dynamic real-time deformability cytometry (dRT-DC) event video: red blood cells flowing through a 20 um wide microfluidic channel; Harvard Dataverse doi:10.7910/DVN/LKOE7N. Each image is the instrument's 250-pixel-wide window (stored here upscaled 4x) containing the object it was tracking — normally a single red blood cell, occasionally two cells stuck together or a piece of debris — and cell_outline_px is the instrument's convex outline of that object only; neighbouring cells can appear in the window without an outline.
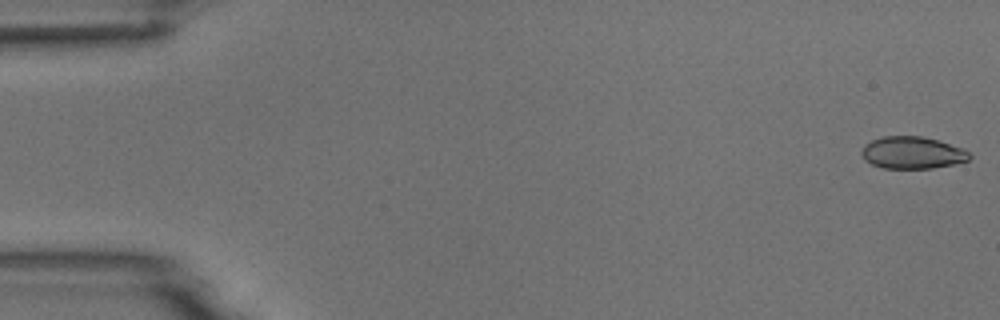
{"species": "common noctule bat (a hibernating species)", "species_latin": "Nyctalus noctula", "temperature_condition": "room temperature", "stored_images_in_passage": 5, "camera_frame_rate_fps": 3000, "um_per_image_px": 0.085, "animal": {"sex": "male", "body_mass_g": 18.8}, "frame": {"image": 1, "passage_image": 1, "time_ms": 0.0, "image_size_px": [1000, 320], "cell_outline_px": [[972, 156], [968, 160], [952, 164], [932, 168], [884, 168], [872, 164], [864, 160], [860, 152], [864, 144], [872, 140], [884, 136], [924, 136], [964, 148]], "centroid_in_image_um": [77.53, 12.97], "position_along_channel_um": 7.5, "area_um2": 20.23}}
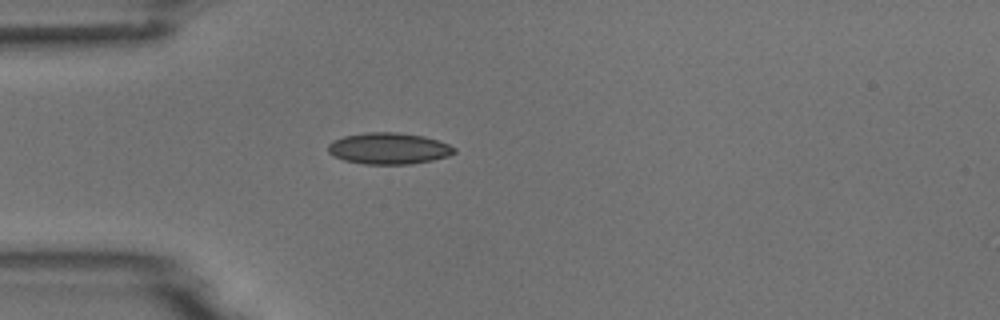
{"frame": {"image": 2, "passage_image": 5, "time_ms": 4.667, "image_size_px": [1000, 320], "cell_outline_px": [[456, 152], [448, 156], [432, 160], [408, 164], [364, 164], [344, 160], [332, 156], [328, 152], [328, 144], [332, 140], [344, 136], [364, 132], [396, 132], [424, 136], [448, 144], [456, 148]], "centroid_in_image_um": [33.01, 12.61], "position_along_channel_um": 52.0, "area_um2": 23.18}}